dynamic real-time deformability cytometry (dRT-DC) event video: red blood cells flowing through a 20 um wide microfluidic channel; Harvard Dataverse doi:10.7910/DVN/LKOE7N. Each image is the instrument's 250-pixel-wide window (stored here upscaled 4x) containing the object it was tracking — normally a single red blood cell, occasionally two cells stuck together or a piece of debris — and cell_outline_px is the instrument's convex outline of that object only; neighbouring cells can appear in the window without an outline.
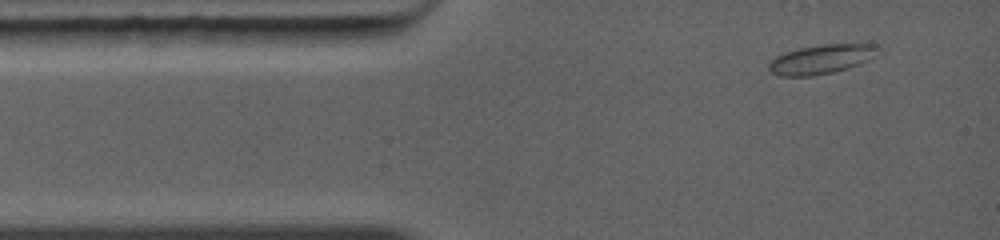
{"species": "common noctule bat (a hibernating species)", "species_latin": "Nyctalus noctula", "temperature_condition": "warm", "stored_images_in_passage": 3, "camera_frame_rate_fps": 5000, "um_per_image_px": 0.085, "animal": {"sex": "female", "body_mass_g": 19.0, "forearm_length_mm": 56.7}, "frame": {"image": 1, "passage_image": 1, "time_ms": 0.0, "image_size_px": [1000, 240], "cell_outline_px": [[876, 44], [868, 60], [848, 68], [832, 72], [812, 76], [780, 76], [772, 72], [768, 68], [768, 64], [776, 56], [784, 52], [800, 48], [820, 44]], "centroid_in_image_um": [69.7, 5.04], "position_along_channel_um": 15.3, "area_um2": 18.09}}